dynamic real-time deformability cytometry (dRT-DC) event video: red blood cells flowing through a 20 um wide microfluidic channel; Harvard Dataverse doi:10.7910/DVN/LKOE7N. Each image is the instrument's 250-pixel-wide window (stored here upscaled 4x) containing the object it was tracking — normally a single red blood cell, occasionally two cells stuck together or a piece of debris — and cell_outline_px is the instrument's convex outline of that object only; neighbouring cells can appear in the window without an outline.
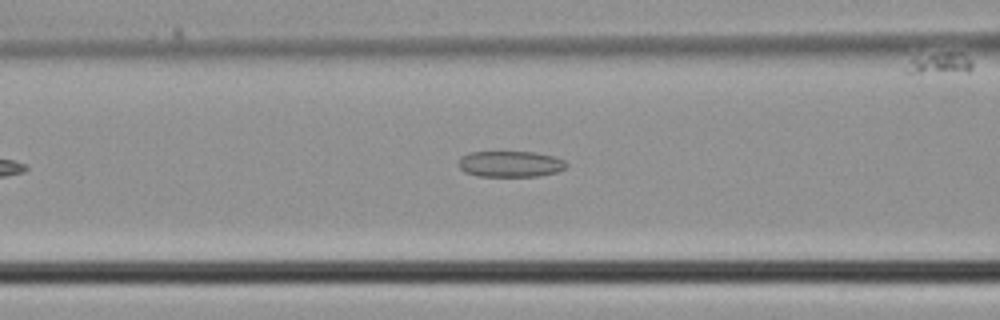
{"species": "common noctule bat (a hibernating species)", "species_latin": "Nyctalus noctula", "temperature_condition": "cold", "stored_images_in_passage": 32, "camera_frame_rate_fps": 3000, "um_per_image_px": 0.085, "animal": {"sex": "male", "body_mass_g": 21.5, "forearm_length_mm": 52.0}, "frame": {"image": 1, "passage_image": 9, "time_ms": 2.667, "image_size_px": [1000, 320], "cell_outline_px": [[568, 164], [564, 168], [556, 172], [540, 176], [476, 176], [464, 172], [456, 164], [460, 156], [468, 152], [536, 152], [556, 156], [564, 160]], "centroid_in_image_um": [43.34, 13.93], "position_along_channel_um": 123.3, "area_um2": 16.65}}
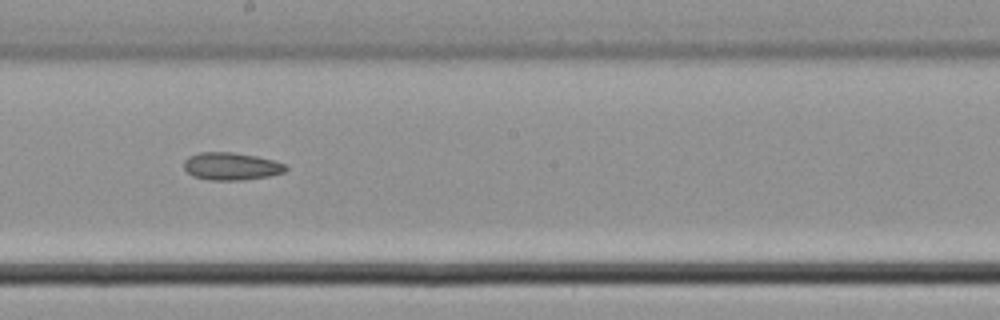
{"frame": {"image": 2, "passage_image": 15, "time_ms": 4.667, "image_size_px": [1000, 320], "cell_outline_px": [[288, 168], [284, 172], [268, 176], [244, 180], [208, 180], [192, 176], [184, 168], [184, 160], [188, 156], [200, 152], [232, 152], [256, 156], [272, 160], [284, 164]], "centroid_in_image_um": [19.62, 14.13], "position_along_channel_um": 228.6, "area_um2": 16.36}}
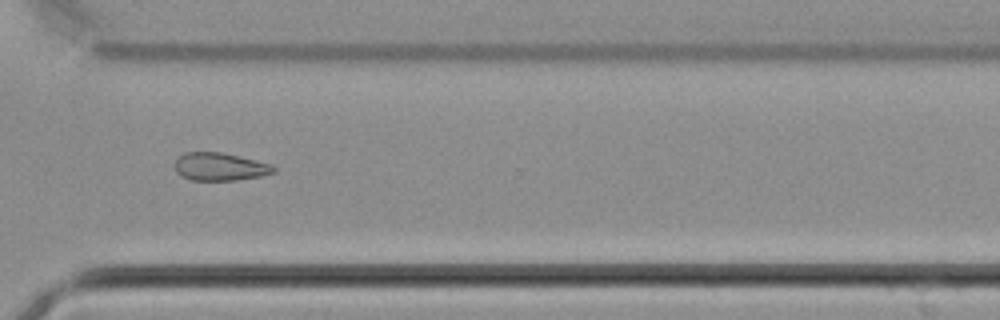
{"frame": {"image": 3, "passage_image": 22, "time_ms": 7.0, "image_size_px": [1000, 320], "cell_outline_px": [[276, 172], [260, 176], [236, 180], [192, 180], [180, 176], [176, 172], [176, 160], [184, 152], [220, 152], [272, 164], [276, 168]], "centroid_in_image_um": [18.7, 14.17], "position_along_channel_um": 351.9, "area_um2": 15.95}}